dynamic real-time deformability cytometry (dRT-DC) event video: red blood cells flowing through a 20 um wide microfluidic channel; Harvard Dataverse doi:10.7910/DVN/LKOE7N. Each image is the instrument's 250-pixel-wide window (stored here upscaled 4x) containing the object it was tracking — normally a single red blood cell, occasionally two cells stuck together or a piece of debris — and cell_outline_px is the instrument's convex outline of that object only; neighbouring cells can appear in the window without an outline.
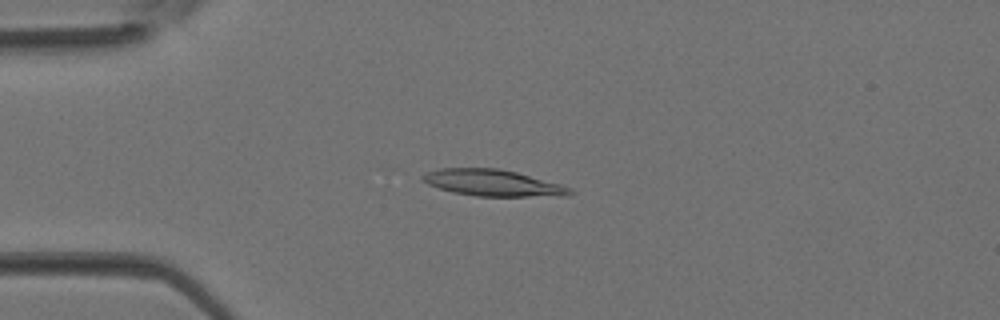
{"species": "Egyptian fruit bat (a non-hibernating species)", "species_latin": "Rousettus aegyptiacus", "temperature_condition": "room temperature", "stored_images_in_passage": 3, "camera_frame_rate_fps": 3000, "um_per_image_px": 0.085, "animal": {"sex": "female"}, "frame": {"image": 1, "passage_image": 2, "time_ms": 0.333, "image_size_px": [1000, 320], "cell_outline_px": [[576, 192], [568, 196], [476, 196], [452, 192], [428, 184], [420, 180], [420, 176], [428, 172], [440, 168], [500, 168], [516, 172], [560, 184], [572, 188]], "centroid_in_image_um": [41.9, 15.55], "position_along_channel_um": 43.1, "area_um2": 22.77}}